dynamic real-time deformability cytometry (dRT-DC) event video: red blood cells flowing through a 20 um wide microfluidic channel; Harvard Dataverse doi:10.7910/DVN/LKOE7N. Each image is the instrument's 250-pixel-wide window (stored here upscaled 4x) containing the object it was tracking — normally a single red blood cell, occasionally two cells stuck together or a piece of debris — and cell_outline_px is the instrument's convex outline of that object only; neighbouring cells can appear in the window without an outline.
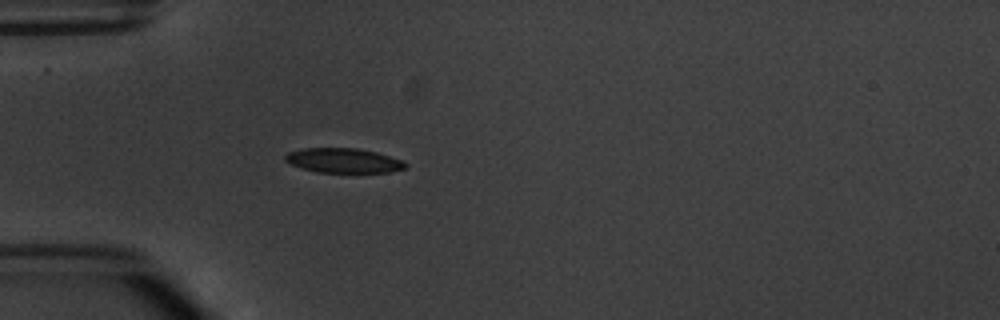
{"species": "common noctule bat (a hibernating species)", "species_latin": "Nyctalus noctula", "temperature_condition": "warm", "stored_images_in_passage": 4, "camera_frame_rate_fps": 3000, "um_per_image_px": 0.085, "animal": {"sex": "male", "body_mass_g": 20.1, "forearm_length_mm": 53.5}, "frame": {"image": 1, "passage_image": 4, "time_ms": 3.667, "image_size_px": [1000, 320], "cell_outline_px": [[408, 168], [388, 172], [316, 172], [300, 168], [284, 160], [284, 156], [288, 152], [304, 148], [356, 148], [376, 152], [400, 160], [408, 164]], "centroid_in_image_um": [29.17, 13.65], "position_along_channel_um": 55.8, "area_um2": 17.17}}